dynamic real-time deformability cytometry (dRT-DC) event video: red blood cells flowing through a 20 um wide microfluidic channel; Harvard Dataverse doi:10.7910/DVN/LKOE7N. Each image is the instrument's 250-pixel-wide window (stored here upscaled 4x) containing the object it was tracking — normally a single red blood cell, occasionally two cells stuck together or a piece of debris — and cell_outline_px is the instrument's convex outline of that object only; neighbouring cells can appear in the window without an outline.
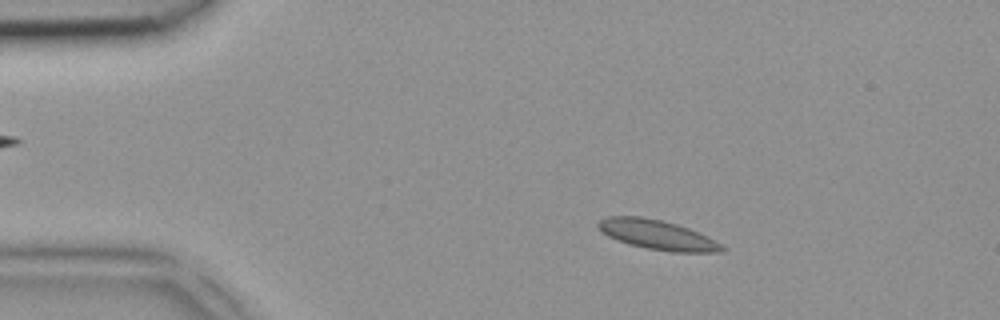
{"species": "common noctule bat (a hibernating species)", "species_latin": "Nyctalus noctula", "temperature_condition": "room temperature", "stored_images_in_passage": 5, "camera_frame_rate_fps": 3000, "um_per_image_px": 0.085, "animal": {"sex": "female", "body_mass_g": 18.4}, "frame": {"image": 1, "passage_image": 2, "time_ms": 0.333, "image_size_px": [1000, 320], "cell_outline_px": [[728, 248], [720, 252], [672, 252], [648, 248], [628, 244], [608, 236], [596, 224], [600, 220], [608, 216], [640, 216], [660, 220], [676, 224], [688, 228], [708, 236]], "centroid_in_image_um": [55.91, 19.96], "position_along_channel_um": 29.1, "area_um2": 21.15}}
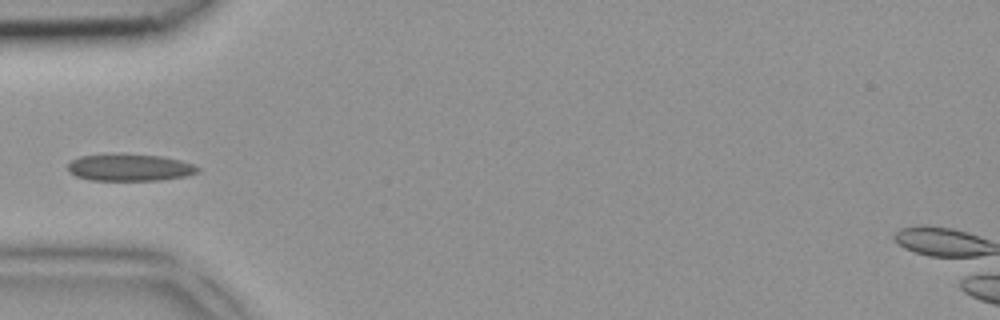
{"frame": {"image": 2, "passage_image": 4, "time_ms": 1.0, "image_size_px": [1000, 320], "cell_outline_px": [[200, 172], [188, 176], [160, 180], [92, 180], [76, 176], [68, 172], [68, 164], [72, 160], [80, 156], [112, 152], [120, 152], [164, 156], [180, 160], [192, 164], [200, 168]], "centroid_in_image_um": [11.03, 14.21], "position_along_channel_um": 74.0, "area_um2": 21.1}}